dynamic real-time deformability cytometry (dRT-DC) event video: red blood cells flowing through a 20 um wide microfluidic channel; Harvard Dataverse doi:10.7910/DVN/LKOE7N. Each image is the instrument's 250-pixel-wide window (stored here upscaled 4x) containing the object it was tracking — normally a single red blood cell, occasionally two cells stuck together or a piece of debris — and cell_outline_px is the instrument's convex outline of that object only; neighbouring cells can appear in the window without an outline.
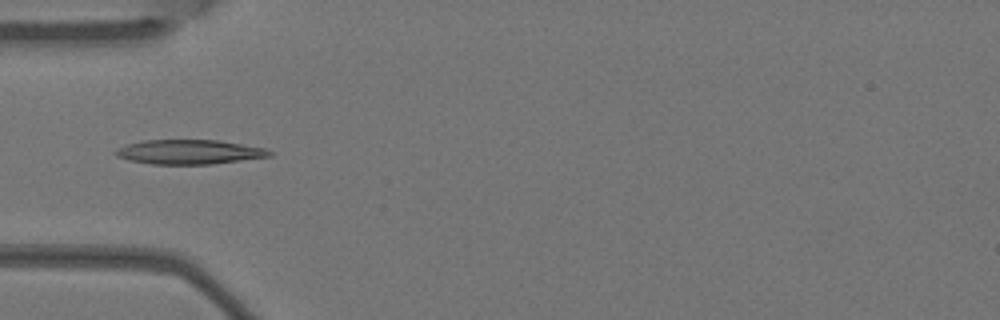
{"species": "Egyptian fruit bat (a non-hibernating species)", "species_latin": "Rousettus aegyptiacus", "temperature_condition": "warm", "stored_images_in_passage": 3, "camera_frame_rate_fps": 3000, "um_per_image_px": 0.085, "animal": {"sex": "female"}, "frame": {"image": 1, "passage_image": 3, "time_ms": 0.667, "image_size_px": [1000, 320], "cell_outline_px": [[272, 156], [212, 164], [152, 164], [128, 160], [116, 156], [112, 152], [116, 148], [128, 144], [144, 140], [220, 140], [264, 148], [272, 152]], "centroid_in_image_um": [16.05, 12.91], "position_along_channel_um": 68.9, "area_um2": 21.96}}